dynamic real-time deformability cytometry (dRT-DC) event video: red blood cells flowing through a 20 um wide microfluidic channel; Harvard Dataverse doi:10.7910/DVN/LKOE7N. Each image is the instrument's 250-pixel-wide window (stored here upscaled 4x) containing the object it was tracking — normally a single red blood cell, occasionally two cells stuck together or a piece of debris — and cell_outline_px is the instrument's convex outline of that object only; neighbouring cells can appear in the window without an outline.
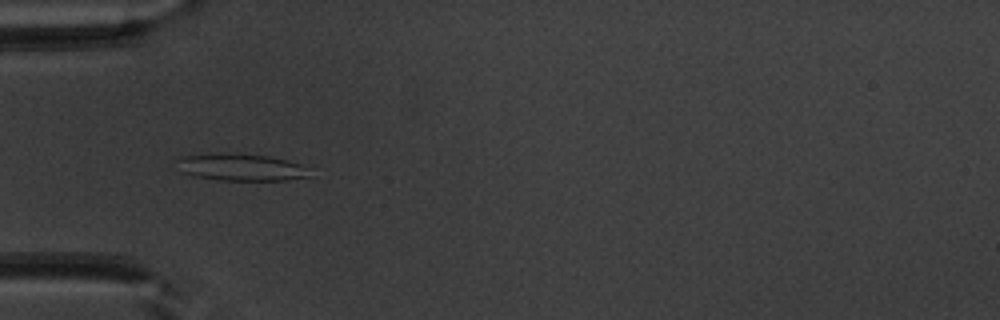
{"species": "common noctule bat (a hibernating species)", "species_latin": "Nyctalus noctula", "temperature_condition": "warm", "stored_images_in_passage": 51, "camera_frame_rate_fps": 3000, "um_per_image_px": 0.085, "animal": {"sex": "male", "body_mass_g": 20.1, "forearm_length_mm": 53.5}, "frame": {"image": 1, "passage_image": 16, "time_ms": 5.0, "image_size_px": [1000, 320], "cell_outline_px": [[312, 176], [288, 180], [220, 180], [192, 176], [184, 172], [172, 160], [180, 156], [208, 152], [224, 152], [268, 156], [288, 160], [300, 164], [308, 168]], "centroid_in_image_um": [20.42, 14.19], "position_along_channel_um": 64.6, "area_um2": 21.5}}
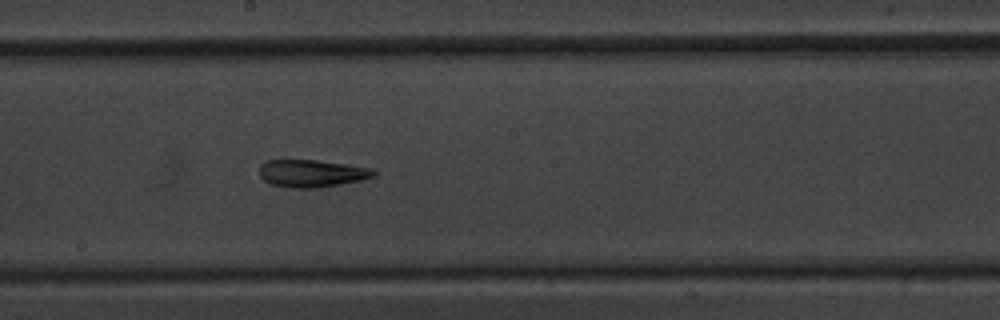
{"frame": {"image": 2, "passage_image": 28, "time_ms": 9.0, "image_size_px": [1000, 320], "cell_outline_px": [[376, 176], [360, 180], [316, 188], [288, 188], [272, 184], [264, 180], [260, 176], [260, 164], [264, 160], [316, 160], [372, 168], [376, 172]], "centroid_in_image_um": [26.47, 14.73], "position_along_channel_um": 221.7, "area_um2": 18.21}}
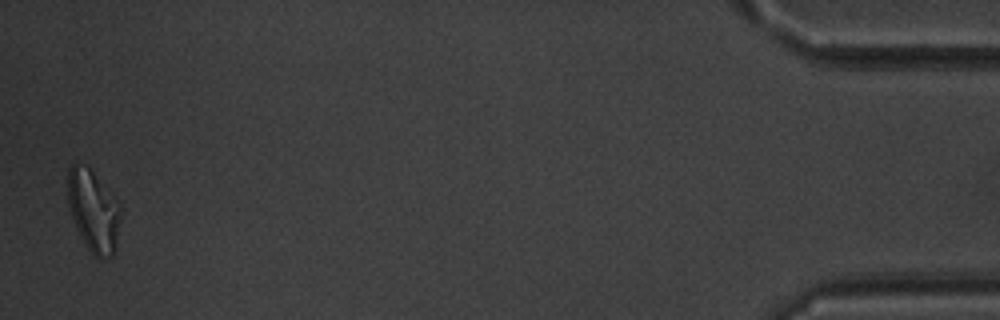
{"frame": {"image": 3, "passage_image": 50, "time_ms": 16.333, "image_size_px": [1000, 320], "cell_outline_px": [[120, 220], [116, 248], [112, 256], [100, 260], [84, 244], [76, 228], [68, 208], [68, 168], [72, 164], [76, 164], [88, 168], [120, 200]], "centroid_in_image_um": [7.96, 17.95], "position_along_channel_um": 427.2, "area_um2": 25.32}, "authors_computed_cell_mechanics": {"area_um2": 20.2878, "velocity_mm_per_s": 3.969, "shape_relaxation_time_tau1_ms": null, "shape_relaxation_time_tau2_ms": 5.2307, "deformation_change_tau1": null, "deformation_change_tau2": 0.1624}}